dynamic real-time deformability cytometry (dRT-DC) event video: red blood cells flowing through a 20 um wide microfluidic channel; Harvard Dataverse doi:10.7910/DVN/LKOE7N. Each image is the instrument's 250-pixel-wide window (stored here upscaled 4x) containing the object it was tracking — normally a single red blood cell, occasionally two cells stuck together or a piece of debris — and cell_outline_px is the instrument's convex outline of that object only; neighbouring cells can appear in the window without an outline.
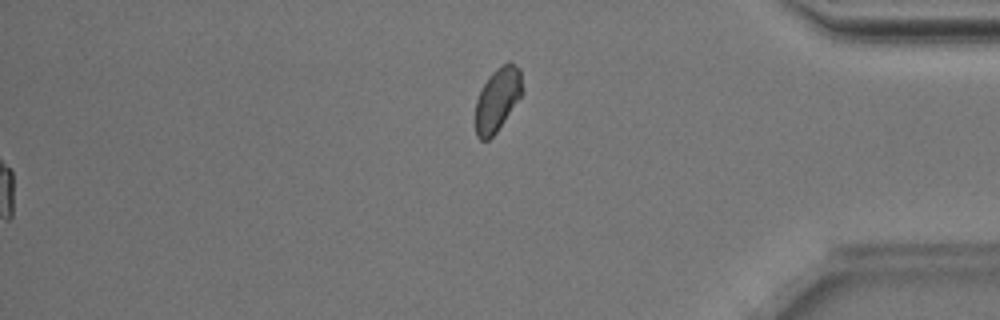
{"species": "Egyptian fruit bat (a non-hibernating species)", "species_latin": "Rousettus aegyptiacus", "temperature_condition": "room temperature", "stored_images_in_passage": 52, "segment_of_instrument_passage": [2, 2], "camera_frame_rate_fps": 3000, "um_per_image_px": 0.085, "animal": {"sex": "male"}, "frame": {"image": 1, "passage_image": 52, "time_ms": 17.0, "image_size_px": [1000, 320], "cell_outline_px": [[524, 92], [496, 132], [488, 140], [480, 140], [476, 136], [476, 100], [488, 76], [496, 68], [508, 60], [520, 68]], "centroid_in_image_um": [42.31, 8.41], "position_along_channel_um": 392.9, "area_um2": 17.4}}